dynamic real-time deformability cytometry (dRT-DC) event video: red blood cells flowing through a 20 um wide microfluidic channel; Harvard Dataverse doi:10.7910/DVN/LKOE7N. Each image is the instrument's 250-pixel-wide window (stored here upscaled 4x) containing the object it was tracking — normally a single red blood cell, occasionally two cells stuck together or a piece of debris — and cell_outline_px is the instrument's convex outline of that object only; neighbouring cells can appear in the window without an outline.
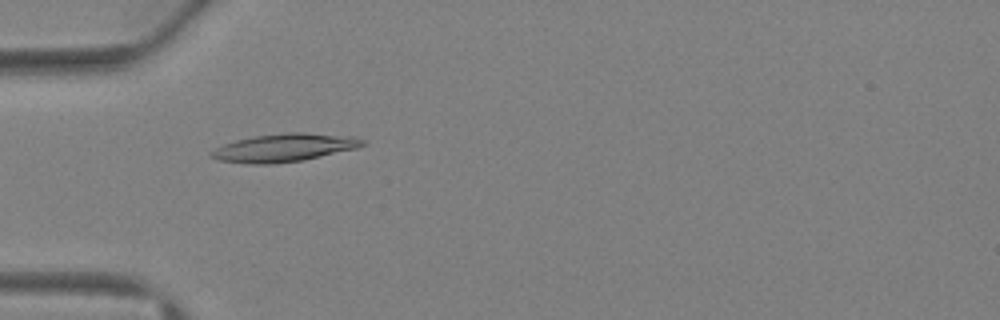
{"species": "Egyptian fruit bat (a non-hibernating species)", "species_latin": "Rousettus aegyptiacus", "temperature_condition": "warm", "stored_images_in_passage": 43, "camera_frame_rate_fps": 3000, "um_per_image_px": 0.085, "animal": {"sex": "female"}, "frame": {"image": 1, "passage_image": 14, "time_ms": 4.333, "image_size_px": [1000, 320], "cell_outline_px": [[364, 144], [356, 148], [304, 160], [276, 164], [252, 164], [220, 160], [212, 156], [208, 152], [224, 144], [236, 140], [256, 136], [288, 132], [304, 132], [352, 136], [364, 140]], "centroid_in_image_um": [24.17, 12.55], "position_along_channel_um": 60.8, "area_um2": 24.51}}
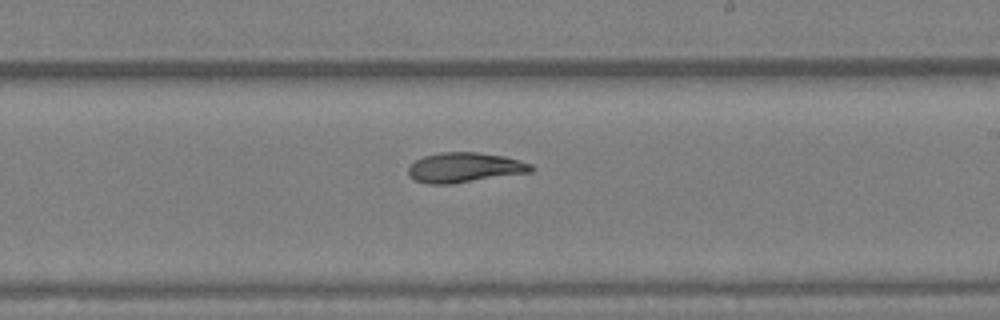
{"frame": {"image": 2, "passage_image": 26, "time_ms": 8.333, "image_size_px": [1000, 320], "cell_outline_px": [[536, 168], [532, 172], [452, 184], [428, 184], [416, 180], [408, 176], [408, 168], [416, 160], [424, 156], [440, 152], [476, 152], [504, 156], [520, 160], [532, 164]], "centroid_in_image_um": [39.53, 14.24], "position_along_channel_um": 249.5, "area_um2": 21.56}}
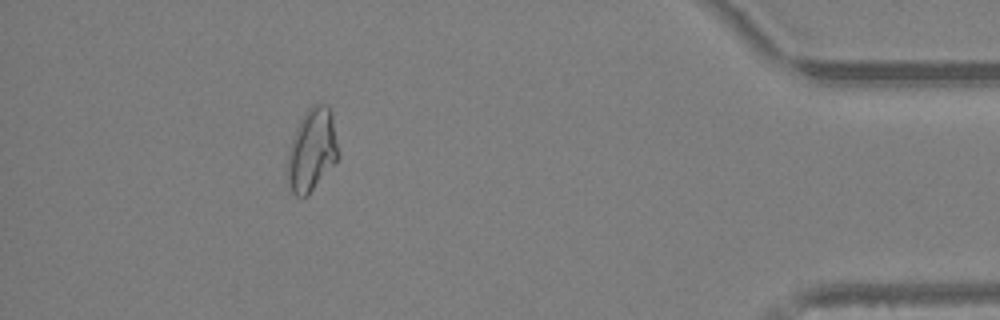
{"frame": {"image": 3, "passage_image": 39, "time_ms": 12.667, "image_size_px": [1000, 320], "cell_outline_px": [[340, 156], [308, 196], [296, 196], [292, 192], [288, 180], [288, 152], [296, 128], [300, 120], [308, 108], [312, 104], [328, 104], [332, 112], [340, 152]], "centroid_in_image_um": [26.55, 12.72], "position_along_channel_um": 408.6, "area_um2": 24.57}, "authors_computed_cell_mechanics": {"area_um2": 22.4264, "velocity_mm_per_s": 4.8291, "shape_relaxation_time_tau1_ms": 6.7733, "shape_relaxation_time_tau2_ms": 2.9562, "deformation_change_tau1": 0.2382, "deformation_change_tau2": 0.1021}}